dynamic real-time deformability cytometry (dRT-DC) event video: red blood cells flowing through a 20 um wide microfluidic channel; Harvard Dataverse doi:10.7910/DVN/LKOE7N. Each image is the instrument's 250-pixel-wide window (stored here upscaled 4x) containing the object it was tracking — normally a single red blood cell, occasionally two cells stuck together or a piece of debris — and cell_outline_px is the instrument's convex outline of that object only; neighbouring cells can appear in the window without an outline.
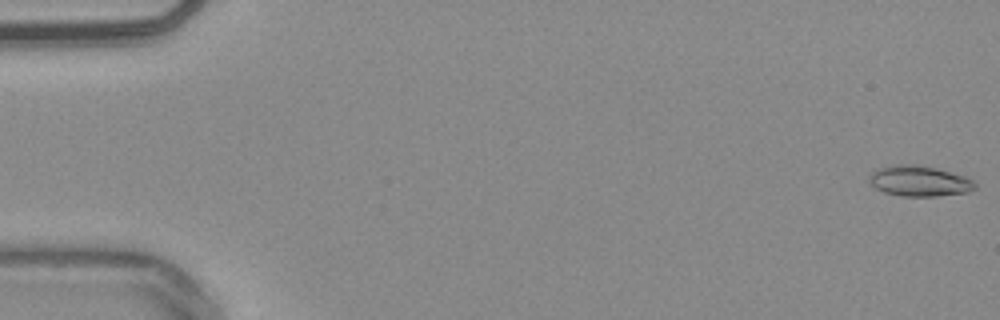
{"species": "common noctule bat (a hibernating species)", "species_latin": "Nyctalus noctula", "temperature_condition": "warm", "stored_images_in_passage": 53, "camera_frame_rate_fps": 3000, "um_per_image_px": 0.085, "animal": {"sex": "male", "body_mass_g": 20.4}, "frame": {"image": 1, "passage_image": 1, "time_ms": 0.0, "image_size_px": [1000, 320], "cell_outline_px": [[976, 188], [968, 192], [936, 196], [900, 196], [884, 192], [876, 188], [868, 180], [868, 176], [876, 168], [892, 164], [920, 164], [936, 168], [964, 176], [972, 180], [976, 184]], "centroid_in_image_um": [78.1, 15.37], "position_along_channel_um": 6.9, "area_um2": 19.02}}
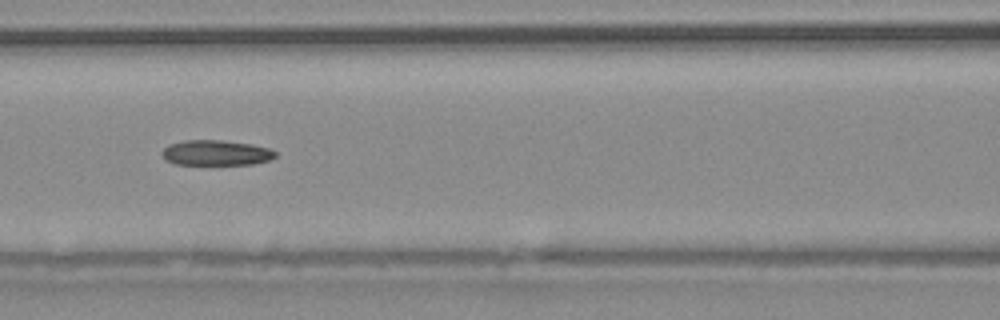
{"frame": {"image": 2, "passage_image": 24, "time_ms": 7.667, "image_size_px": [1000, 320], "cell_outline_px": [[276, 156], [268, 160], [252, 164], [176, 164], [164, 160], [160, 152], [168, 144], [184, 140], [220, 140], [252, 144], [268, 148], [276, 152]], "centroid_in_image_um": [18.31, 12.98], "position_along_channel_um": 148.3, "area_um2": 16.7}}
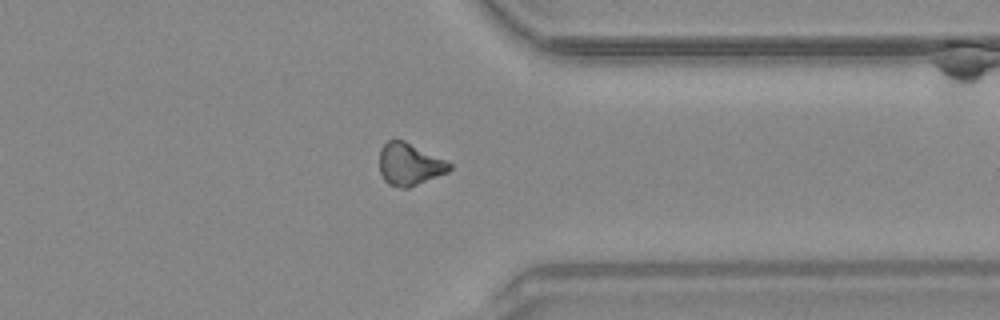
{"frame": {"image": 3, "passage_image": 42, "time_ms": 13.667, "image_size_px": [1000, 320], "cell_outline_px": [[452, 168], [448, 172], [408, 188], [400, 188], [388, 184], [384, 180], [380, 172], [380, 148], [388, 140], [404, 140], [452, 164]], "centroid_in_image_um": [34.79, 13.97], "position_along_channel_um": 376.6, "area_um2": 17.05}}